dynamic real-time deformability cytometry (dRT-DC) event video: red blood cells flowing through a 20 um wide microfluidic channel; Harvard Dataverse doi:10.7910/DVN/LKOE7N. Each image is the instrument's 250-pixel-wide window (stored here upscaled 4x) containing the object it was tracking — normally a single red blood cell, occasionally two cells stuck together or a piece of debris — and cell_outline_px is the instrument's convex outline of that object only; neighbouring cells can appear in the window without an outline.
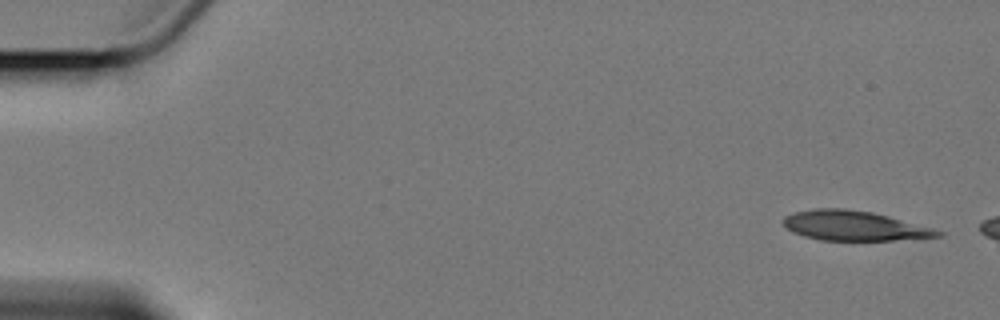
{"species": "Egyptian fruit bat (a non-hibernating species)", "species_latin": "Rousettus aegyptiacus", "temperature_condition": "cold", "stored_images_in_passage": 4, "camera_frame_rate_fps": 3000, "um_per_image_px": 0.085, "animal": {"sex": "female"}, "frame": {"image": 1, "passage_image": 1, "time_ms": 0.0, "image_size_px": [1000, 320], "cell_outline_px": [[944, 236], [892, 240], [820, 240], [804, 236], [792, 232], [780, 220], [784, 216], [792, 212], [812, 208], [844, 208], [872, 212], [888, 216], [932, 228], [944, 232]], "centroid_in_image_um": [72.55, 19.18], "position_along_channel_um": 12.5, "area_um2": 26.82}}